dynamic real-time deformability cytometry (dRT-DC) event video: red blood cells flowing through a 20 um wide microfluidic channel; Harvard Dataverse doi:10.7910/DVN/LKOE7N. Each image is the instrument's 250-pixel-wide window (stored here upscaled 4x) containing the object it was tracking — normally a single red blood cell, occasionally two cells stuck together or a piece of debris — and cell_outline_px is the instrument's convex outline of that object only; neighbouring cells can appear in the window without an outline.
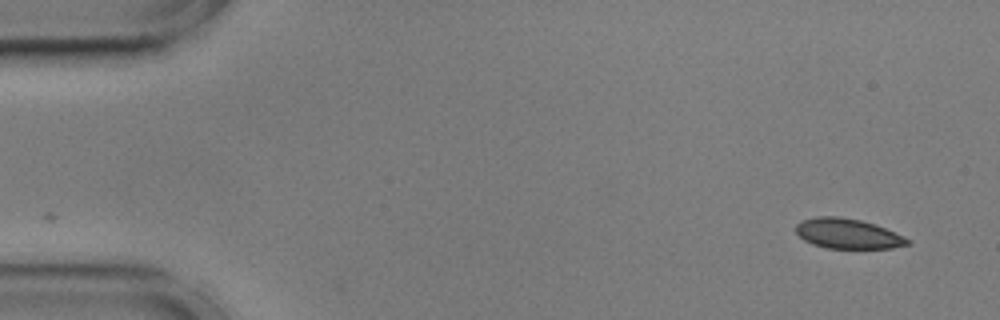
{"species": "common noctule bat (a hibernating species)", "species_latin": "Nyctalus noctula", "temperature_condition": "cold", "stored_images_in_passage": 53, "camera_frame_rate_fps": 3000, "um_per_image_px": 0.085, "animal": {"sex": "male", "body_mass_g": 17.9, "forearm_length_mm": 54.2}, "frame": {"image": 1, "passage_image": 1, "time_ms": 0.0, "image_size_px": [1000, 320], "cell_outline_px": [[912, 244], [892, 248], [828, 248], [812, 244], [804, 240], [796, 232], [796, 224], [800, 220], [816, 216], [840, 216], [860, 220], [876, 224], [904, 236], [912, 240]], "centroid_in_image_um": [72.08, 19.85], "position_along_channel_um": 12.9, "area_um2": 19.77}}
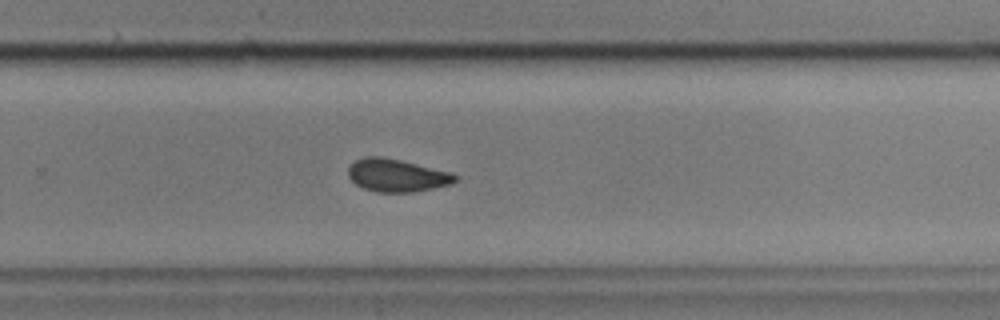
{"frame": {"image": 2, "passage_image": 34, "time_ms": 11.0, "image_size_px": [1000, 320], "cell_outline_px": [[460, 176], [452, 184], [412, 192], [376, 192], [364, 188], [356, 184], [348, 176], [348, 168], [356, 160], [364, 156], [380, 156], [400, 160], [452, 172]], "centroid_in_image_um": [33.75, 14.9], "position_along_channel_um": 296.1, "area_um2": 20.4}}
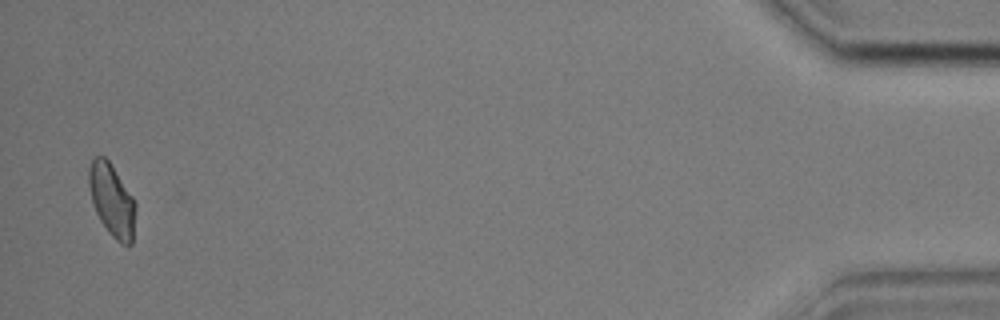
{"frame": {"image": 3, "passage_image": 52, "time_ms": 17.0, "image_size_px": [1000, 320], "cell_outline_px": [[136, 208], [132, 244], [128, 248], [120, 244], [108, 232], [100, 220], [96, 212], [92, 200], [88, 184], [88, 168], [92, 160], [96, 156], [104, 156], [108, 160], [132, 196], [136, 204]], "centroid_in_image_um": [9.52, 17.06], "position_along_channel_um": 425.7, "area_um2": 19.77}, "authors_computed_cell_mechanics": {"area_um2": 20.4612, "velocity_mm_per_s": 3.5818, "shape_relaxation_time_tau1_ms": 3.8871, "shape_relaxation_time_tau2_ms": 1.9401, "deformation_change_tau1": 0.0877, "deformation_change_tau2": 0.0531}}